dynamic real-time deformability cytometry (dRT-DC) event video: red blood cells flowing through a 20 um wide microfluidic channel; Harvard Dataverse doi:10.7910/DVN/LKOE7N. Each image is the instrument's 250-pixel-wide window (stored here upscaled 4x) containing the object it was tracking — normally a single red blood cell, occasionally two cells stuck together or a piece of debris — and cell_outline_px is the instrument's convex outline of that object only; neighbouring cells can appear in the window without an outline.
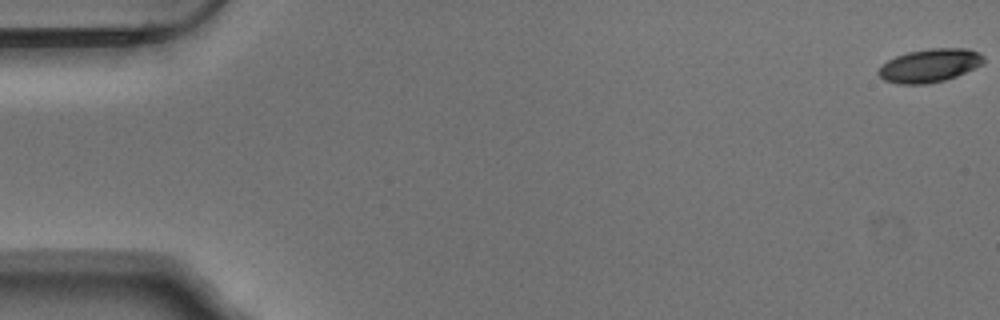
{"species": "Egyptian fruit bat (a non-hibernating species)", "species_latin": "Rousettus aegyptiacus", "temperature_condition": "warm", "stored_images_in_passage": 55, "camera_frame_rate_fps": 3000, "um_per_image_px": 0.085, "animal": {"sex": "male"}, "frame": {"image": 1, "passage_image": 1, "time_ms": 0.0, "image_size_px": [1000, 320], "cell_outline_px": [[984, 64], [956, 76], [944, 80], [928, 84], [896, 84], [884, 80], [876, 72], [888, 60], [896, 56], [908, 52], [928, 48], [968, 48], [980, 52], [984, 56]], "centroid_in_image_um": [79.05, 5.56], "position_along_channel_um": 6.0, "area_um2": 20.58}}
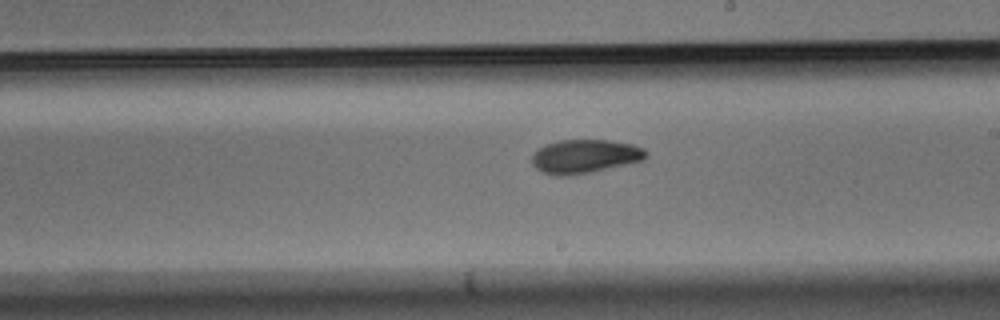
{"frame": {"image": 2, "passage_image": 32, "time_ms": 10.333, "image_size_px": [1000, 320], "cell_outline_px": [[648, 156], [644, 160], [592, 172], [568, 176], [556, 176], [544, 172], [536, 168], [532, 164], [532, 152], [544, 144], [560, 140], [608, 140], [632, 144], [644, 148], [648, 152]], "centroid_in_image_um": [49.71, 13.29], "position_along_channel_um": 239.3, "area_um2": 22.66}}
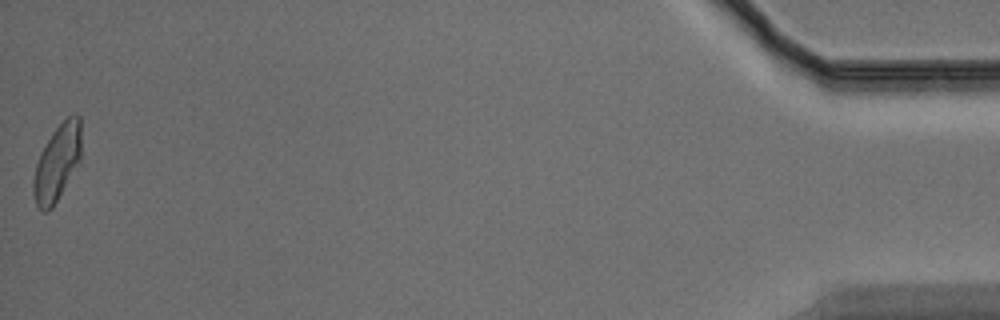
{"frame": {"image": 3, "passage_image": 55, "time_ms": 18.0, "image_size_px": [1000, 320], "cell_outline_px": [[80, 160], [52, 208], [48, 212], [44, 212], [36, 204], [32, 192], [32, 180], [36, 164], [40, 152], [52, 132], [68, 116], [76, 112], [80, 116]], "centroid_in_image_um": [4.83, 13.82], "position_along_channel_um": 430.4, "area_um2": 21.1}, "authors_computed_cell_mechanics": {"area_um2": 21.386, "velocity_mm_per_s": 3.7375, "shape_relaxation_time_tau1_ms": 5.4719, "shape_relaxation_time_tau2_ms": 5.9198, "deformation_change_tau1": 0.1576, "deformation_change_tau2": 0.1088}}